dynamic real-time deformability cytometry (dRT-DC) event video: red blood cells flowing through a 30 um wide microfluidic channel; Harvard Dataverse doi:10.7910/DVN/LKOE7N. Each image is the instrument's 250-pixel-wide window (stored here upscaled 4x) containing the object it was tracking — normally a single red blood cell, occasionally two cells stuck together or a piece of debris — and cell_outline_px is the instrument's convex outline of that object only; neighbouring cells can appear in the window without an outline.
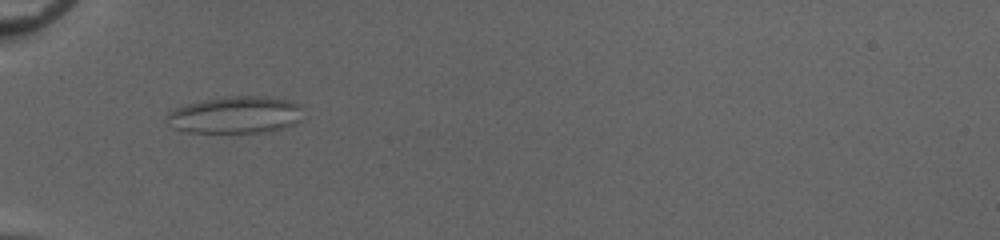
{"species": "common noctule bat (a hibernating species)", "species_latin": "Nyctalus noctula", "temperature_condition": "cold", "stored_images_in_passage": 36, "camera_frame_rate_fps": 3000, "um_per_image_px": 0.085, "animal": {"sex": "female", "body_mass_g": 20.0, "forearm_length_mm": 54.0}, "frame": {"image": 1, "passage_image": 2, "time_ms": 0.333, "image_size_px": [1000, 240], "cell_outline_px": [[304, 120], [296, 124], [272, 132], [188, 132], [172, 128], [168, 116], [168, 112], [176, 108], [188, 104], [204, 100], [224, 96], [268, 96], [292, 100], [300, 104]], "centroid_in_image_um": [20.13, 9.76], "position_along_channel_um": 64.9, "area_um2": 29.77}}
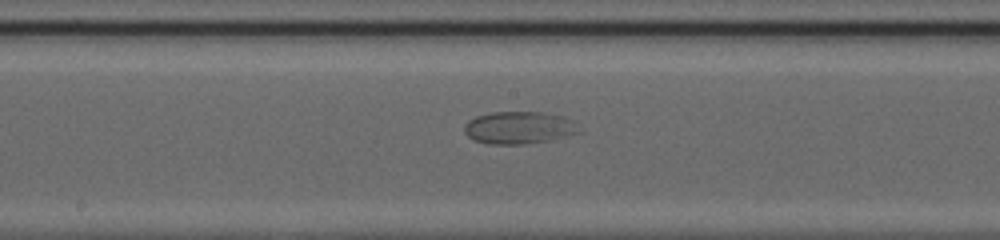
{"frame": {"image": 2, "passage_image": 13, "time_ms": 4.0, "image_size_px": [1000, 240], "cell_outline_px": [[584, 132], [548, 140], [524, 144], [488, 144], [472, 140], [464, 132], [464, 124], [468, 120], [476, 116], [492, 112], [540, 112], [560, 116], [572, 120]], "centroid_in_image_um": [44.09, 10.86], "position_along_channel_um": 204.1, "area_um2": 21.73}}
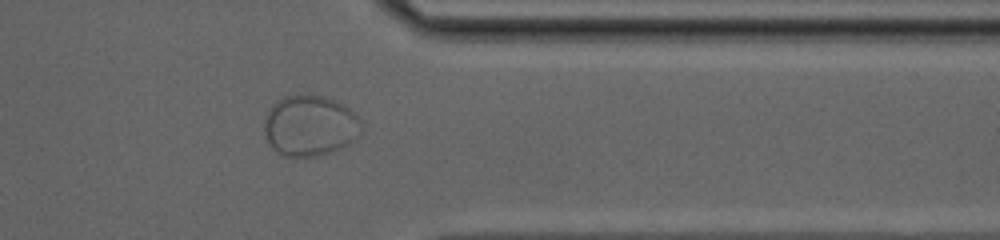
{"frame": {"image": 3, "passage_image": 27, "time_ms": 8.667, "image_size_px": [1000, 240], "cell_outline_px": [[360, 136], [356, 140], [340, 148], [328, 152], [312, 156], [284, 156], [272, 148], [264, 136], [264, 120], [268, 108], [272, 104], [284, 96], [324, 96], [344, 104], [360, 120]], "centroid_in_image_um": [26.31, 10.69], "position_along_channel_um": 385.1, "area_um2": 34.22}}